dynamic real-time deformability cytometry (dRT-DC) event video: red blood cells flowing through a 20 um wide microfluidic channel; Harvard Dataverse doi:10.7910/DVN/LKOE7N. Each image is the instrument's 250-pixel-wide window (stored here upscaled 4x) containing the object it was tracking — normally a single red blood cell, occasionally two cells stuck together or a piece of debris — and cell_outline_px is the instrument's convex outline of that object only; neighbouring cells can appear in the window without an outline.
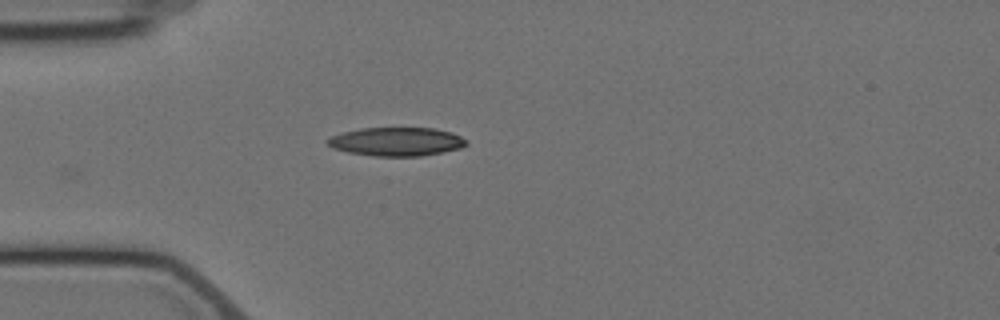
{"species": "Egyptian fruit bat (a non-hibernating species)", "species_latin": "Rousettus aegyptiacus", "temperature_condition": "cold", "stored_images_in_passage": 7, "camera_frame_rate_fps": 3000, "um_per_image_px": 0.085, "animal": {"sex": "female"}, "frame": {"image": 1, "passage_image": 7, "time_ms": 7.0, "image_size_px": [1000, 320], "cell_outline_px": [[468, 144], [460, 148], [444, 152], [420, 156], [376, 156], [348, 152], [332, 148], [324, 140], [328, 136], [360, 128], [432, 128], [452, 132], [468, 140]], "centroid_in_image_um": [33.69, 12.04], "position_along_channel_um": 51.3, "area_um2": 23.29}}